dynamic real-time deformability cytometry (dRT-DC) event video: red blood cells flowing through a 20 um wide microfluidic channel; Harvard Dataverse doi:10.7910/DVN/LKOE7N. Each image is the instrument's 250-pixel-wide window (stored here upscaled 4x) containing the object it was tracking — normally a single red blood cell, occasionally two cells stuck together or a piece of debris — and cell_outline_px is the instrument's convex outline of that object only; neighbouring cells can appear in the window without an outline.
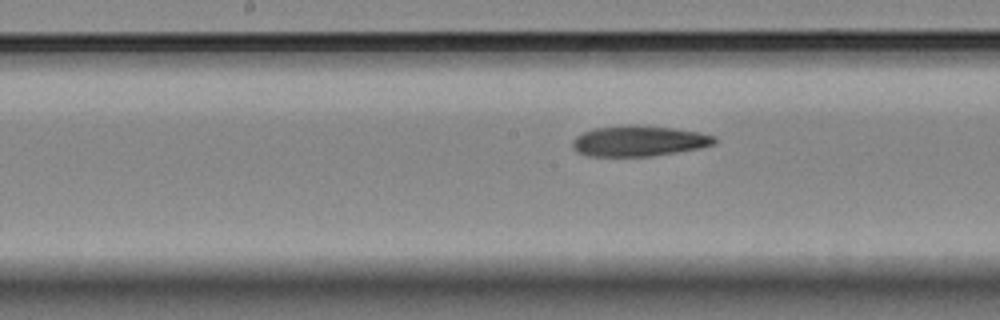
{"species": "Egyptian fruit bat (a non-hibernating species)", "species_latin": "Rousettus aegyptiacus", "temperature_condition": "room temperature", "stored_images_in_passage": 9, "camera_frame_rate_fps": 3000, "um_per_image_px": 0.085, "animal": {"sex": "female"}, "frame": {"image": 1, "passage_image": 8, "time_ms": 11.333, "image_size_px": [1000, 320], "cell_outline_px": [[720, 140], [716, 144], [700, 148], [652, 156], [588, 156], [576, 152], [572, 148], [572, 140], [576, 136], [592, 128], [628, 124], [636, 124], [672, 128], [700, 132], [716, 136]], "centroid_in_image_um": [54.32, 11.97], "position_along_channel_um": 193.9, "area_um2": 25.78}}
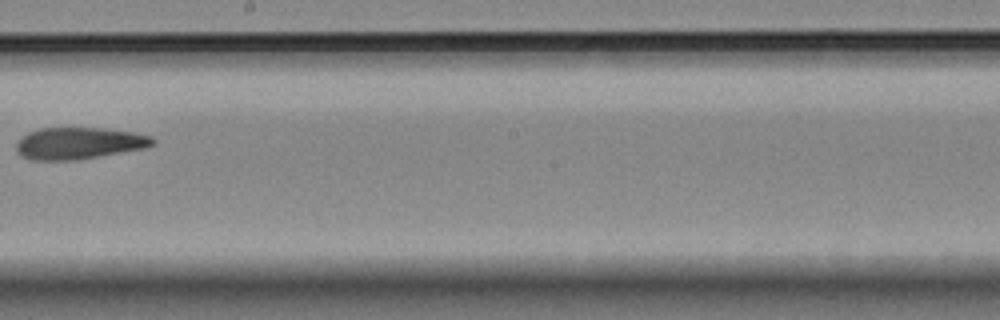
{"frame": {"image": 2, "passage_image": 9, "time_ms": 12.667, "image_size_px": [1000, 320], "cell_outline_px": [[156, 144], [148, 148], [76, 160], [32, 160], [20, 156], [16, 152], [16, 144], [28, 132], [40, 128], [104, 128], [132, 132], [152, 136], [156, 140]], "centroid_in_image_um": [6.75, 12.18], "position_along_channel_um": 241.4, "area_um2": 25.49}}